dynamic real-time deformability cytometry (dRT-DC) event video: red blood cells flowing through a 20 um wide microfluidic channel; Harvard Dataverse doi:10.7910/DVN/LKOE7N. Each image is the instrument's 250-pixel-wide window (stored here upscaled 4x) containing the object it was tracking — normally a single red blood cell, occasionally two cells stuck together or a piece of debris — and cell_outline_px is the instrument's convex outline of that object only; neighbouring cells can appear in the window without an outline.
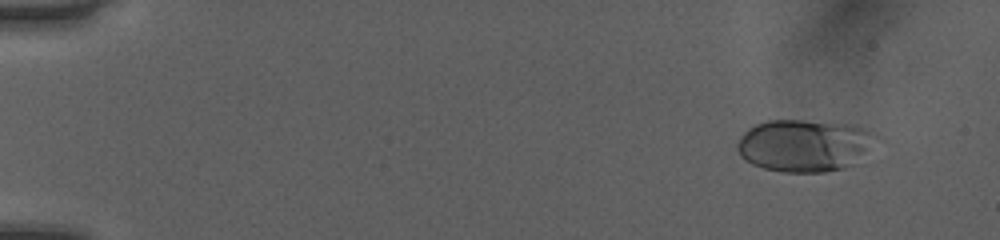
{"species": "human", "species_latin": "Homo sapiens", "temperature_condition": "room temperature", "stored_images_in_passage": 48, "camera_frame_rate_fps": 3000, "um_per_image_px": 0.085, "donor": {"sex": "female"}, "frame": {"image": 1, "passage_image": 1, "time_ms": 0.0, "image_size_px": [1000, 240], "cell_outline_px": [[884, 140], [852, 164], [844, 168], [824, 172], [784, 172], [764, 168], [752, 164], [744, 160], [740, 156], [736, 148], [736, 144], [740, 136], [748, 128], [756, 124], [768, 120], [800, 120], [856, 124], [876, 132]], "centroid_in_image_um": [68.46, 12.34], "position_along_channel_um": 16.5, "area_um2": 43.29}}
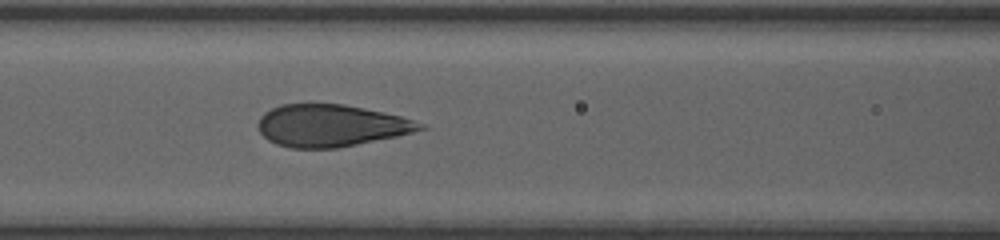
{"frame": {"image": 2, "passage_image": 20, "time_ms": 6.333, "image_size_px": [1000, 240], "cell_outline_px": [[428, 128], [396, 136], [336, 148], [292, 148], [276, 144], [268, 140], [256, 128], [256, 124], [260, 116], [264, 112], [280, 104], [344, 104], [364, 108], [400, 116], [424, 124]], "centroid_in_image_um": [28.07, 10.67], "position_along_channel_um": 138.5, "area_um2": 39.59}}
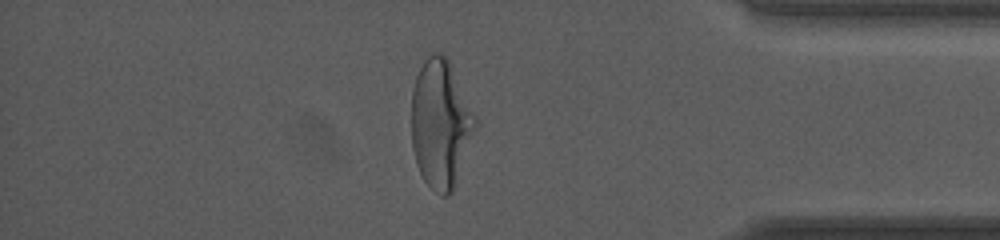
{"frame": {"image": 3, "passage_image": 41, "time_ms": 13.333, "image_size_px": [1000, 240], "cell_outline_px": [[480, 120], [452, 192], [448, 196], [440, 196], [424, 180], [416, 164], [412, 148], [412, 88], [416, 76], [424, 60], [432, 52], [440, 52], [448, 60]], "centroid_in_image_um": [37.48, 10.51], "position_along_channel_um": 397.7, "area_um2": 48.09}, "authors_computed_cell_mechanics": {"area_um2": 40.9513, "velocity_mm_per_s": 4.0376, "shape_relaxation_time_tau1_ms": 4.1297, "shape_relaxation_time_tau2_ms": null, "deformation_change_tau1": 0.1794, "deformation_change_tau2": null}}